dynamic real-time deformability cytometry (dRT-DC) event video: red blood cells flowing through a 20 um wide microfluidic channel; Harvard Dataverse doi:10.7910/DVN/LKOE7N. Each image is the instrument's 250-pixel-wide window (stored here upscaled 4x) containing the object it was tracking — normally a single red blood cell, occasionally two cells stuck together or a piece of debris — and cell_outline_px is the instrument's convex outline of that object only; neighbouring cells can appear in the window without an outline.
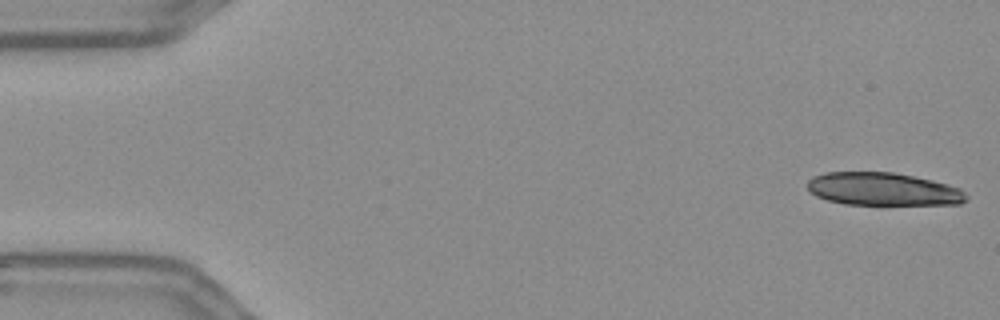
{"species": "Egyptian fruit bat (a non-hibernating species)", "species_latin": "Rousettus aegyptiacus", "temperature_condition": "warm", "stored_images_in_passage": 16, "camera_frame_rate_fps": 3000, "um_per_image_px": 0.085, "frame": {"image": 1, "passage_image": 1, "time_ms": 0.0, "image_size_px": [1000, 320], "cell_outline_px": [[968, 200], [960, 204], [844, 204], [828, 200], [816, 196], [808, 192], [808, 180], [812, 176], [824, 172], [892, 172], [932, 180], [948, 184], [960, 188], [968, 196]], "centroid_in_image_um": [75.04, 16.07], "position_along_channel_um": 10.0, "area_um2": 30.52}}